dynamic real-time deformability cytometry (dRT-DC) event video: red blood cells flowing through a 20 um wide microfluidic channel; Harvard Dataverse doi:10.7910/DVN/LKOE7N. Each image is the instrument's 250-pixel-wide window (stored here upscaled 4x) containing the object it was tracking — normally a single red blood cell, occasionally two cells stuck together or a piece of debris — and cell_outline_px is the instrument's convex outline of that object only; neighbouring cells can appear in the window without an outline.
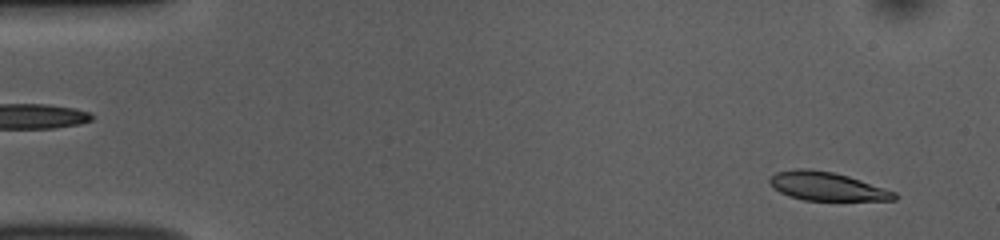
{"species": "common noctule bat (a hibernating species)", "species_latin": "Nyctalus noctula", "temperature_condition": "room temperature", "stored_images_in_passage": 52, "camera_frame_rate_fps": 3000, "um_per_image_px": 0.085, "animal": {"sex": "female", "body_mass_g": 10.0, "forearm_length_mm": 53.1}, "frame": {"image": 1, "passage_image": 3, "time_ms": 0.667, "image_size_px": [1000, 240], "cell_outline_px": [[900, 196], [896, 200], [804, 200], [788, 196], [780, 192], [768, 180], [776, 172], [800, 168], [808, 168], [832, 172], [848, 176], [896, 192]], "centroid_in_image_um": [70.31, 15.84], "position_along_channel_um": 14.7, "area_um2": 20.52}}
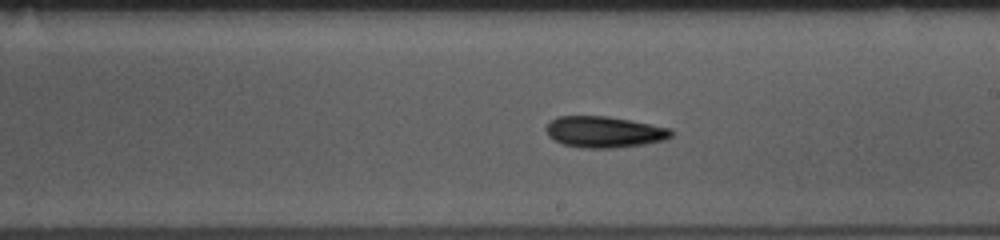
{"frame": {"image": 2, "passage_image": 29, "time_ms": 9.333, "image_size_px": [1000, 240], "cell_outline_px": [[676, 132], [672, 136], [664, 140], [644, 144], [612, 148], [580, 148], [564, 144], [548, 136], [544, 128], [548, 120], [556, 116], [608, 116], [672, 128]], "centroid_in_image_um": [51.35, 11.2], "position_along_channel_um": 237.7, "area_um2": 23.06}}
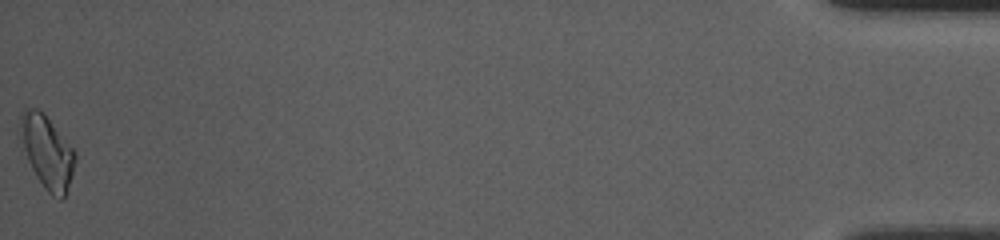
{"frame": {"image": 3, "passage_image": 52, "time_ms": 17.0, "image_size_px": [1000, 240], "cell_outline_px": [[76, 160], [72, 176], [64, 200], [60, 200], [52, 196], [44, 188], [36, 176], [28, 160], [24, 148], [20, 120], [20, 116], [24, 108], [36, 108], [48, 120], [76, 152]], "centroid_in_image_um": [4.04, 12.99], "position_along_channel_um": 431.2, "area_um2": 22.6}, "authors_computed_cell_mechanics": {"area_um2": 21.8484, "velocity_mm_per_s": 3.7854, "shape_relaxation_time_tau1_ms": 6.4995, "shape_relaxation_time_tau2_ms": null, "deformation_change_tau1": 0.1418, "deformation_change_tau2": null}}